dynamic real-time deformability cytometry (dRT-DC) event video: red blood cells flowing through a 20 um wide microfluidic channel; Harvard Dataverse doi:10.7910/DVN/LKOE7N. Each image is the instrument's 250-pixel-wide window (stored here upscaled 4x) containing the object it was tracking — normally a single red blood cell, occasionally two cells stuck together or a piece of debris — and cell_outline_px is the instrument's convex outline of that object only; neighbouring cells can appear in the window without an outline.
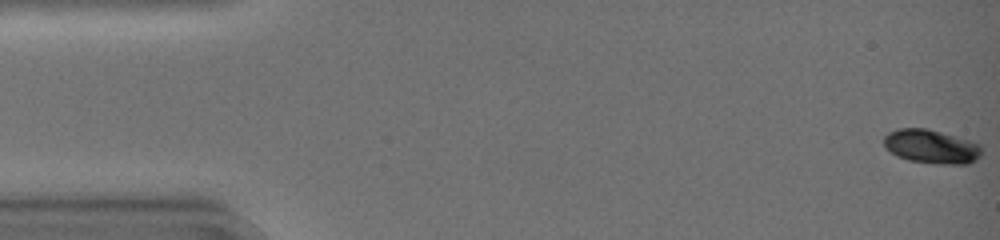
{"species": "common noctule bat (a hibernating species)", "species_latin": "Nyctalus noctula", "temperature_condition": "warm", "stored_images_in_passage": 46, "camera_frame_rate_fps": 3000, "um_per_image_px": 0.085, "animal": {"sex": "female", "body_mass_g": 19.0, "forearm_length_mm": 51.5}, "frame": {"image": 1, "passage_image": 1, "time_ms": 0.0, "image_size_px": [1000, 240], "cell_outline_px": [[984, 152], [976, 160], [968, 164], [948, 164], [908, 160], [896, 156], [884, 148], [884, 136], [888, 132], [896, 128], [928, 128], [968, 140], [980, 144]], "centroid_in_image_um": [79.15, 12.45], "position_along_channel_um": 5.8, "area_um2": 19.48}}
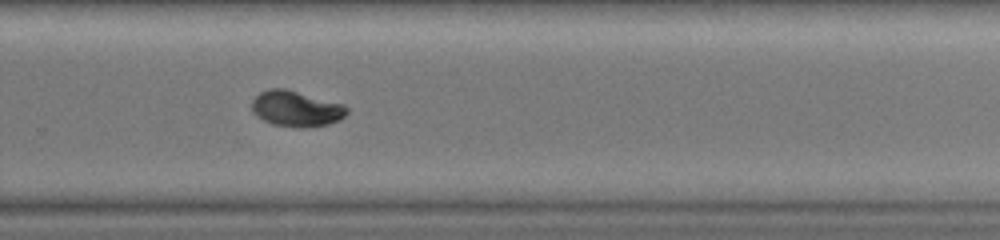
{"frame": {"image": 2, "passage_image": 32, "time_ms": 10.333, "image_size_px": [1000, 240], "cell_outline_px": [[348, 112], [340, 120], [328, 124], [272, 124], [256, 116], [252, 112], [252, 100], [260, 92], [268, 88], [284, 88], [344, 104], [348, 108]], "centroid_in_image_um": [25.15, 9.17], "position_along_channel_um": 304.6, "area_um2": 19.02}}
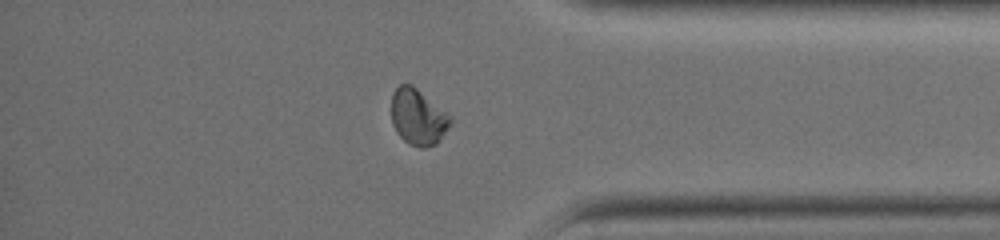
{"frame": {"image": 3, "passage_image": 39, "time_ms": 12.667, "image_size_px": [1000, 240], "cell_outline_px": [[452, 124], [440, 140], [436, 144], [424, 148], [420, 148], [408, 144], [396, 132], [392, 124], [392, 92], [400, 84], [412, 84], [452, 116]], "centroid_in_image_um": [35.55, 9.96], "position_along_channel_um": 399.7, "area_um2": 19.54}, "authors_computed_cell_mechanics": {"area_um2": 19.7965, "velocity_mm_per_s": 4.2758, "shape_relaxation_time_tau1_ms": 5.4545, "shape_relaxation_time_tau2_ms": 1.0712, "deformation_change_tau1": 0.1927, "deformation_change_tau2": 0.0271}}